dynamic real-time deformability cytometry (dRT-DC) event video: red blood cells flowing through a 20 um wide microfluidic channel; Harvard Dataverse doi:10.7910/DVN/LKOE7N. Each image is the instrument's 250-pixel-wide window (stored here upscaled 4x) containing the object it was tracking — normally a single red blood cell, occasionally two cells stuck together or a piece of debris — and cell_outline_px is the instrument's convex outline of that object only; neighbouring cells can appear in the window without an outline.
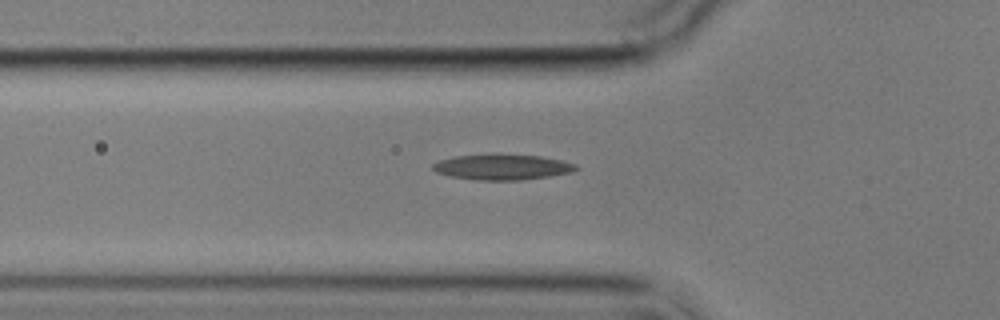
{"species": "common noctule bat (a hibernating species)", "species_latin": "Nyctalus noctula", "temperature_condition": "cold", "stored_images_in_passage": 4, "camera_frame_rate_fps": 3000, "um_per_image_px": 0.085, "animal": {"sex": "male", "body_mass_g": 17.9}, "frame": {"image": 1, "passage_image": 4, "time_ms": 5.0, "image_size_px": [1000, 320], "cell_outline_px": [[580, 168], [572, 172], [548, 176], [520, 180], [476, 180], [452, 176], [436, 172], [432, 168], [432, 164], [440, 160], [452, 156], [492, 152], [496, 152], [540, 156], [560, 160], [576, 164]], "centroid_in_image_um": [42.67, 14.16], "position_along_channel_um": 83.1, "area_um2": 21.85}}